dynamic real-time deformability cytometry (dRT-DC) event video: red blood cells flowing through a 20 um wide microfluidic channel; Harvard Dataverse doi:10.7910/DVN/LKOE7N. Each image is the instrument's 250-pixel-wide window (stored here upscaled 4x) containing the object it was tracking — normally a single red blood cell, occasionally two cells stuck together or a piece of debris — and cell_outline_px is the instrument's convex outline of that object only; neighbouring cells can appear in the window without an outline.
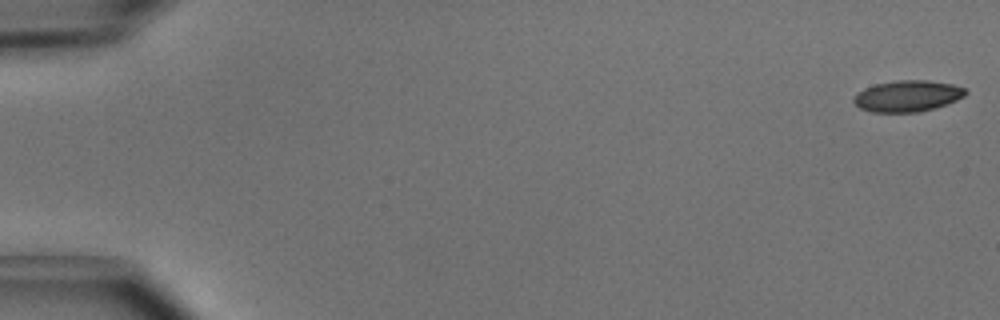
{"species": "common noctule bat (a hibernating species)", "species_latin": "Nyctalus noctula", "temperature_condition": "cold", "stored_images_in_passage": 5, "camera_frame_rate_fps": 3000, "um_per_image_px": 0.085, "animal": {"sex": "male", "body_mass_g": 15.6}, "frame": {"image": 1, "passage_image": 1, "time_ms": 0.0, "image_size_px": [1000, 320], "cell_outline_px": [[968, 92], [964, 96], [956, 100], [936, 108], [920, 112], [872, 112], [860, 108], [852, 100], [852, 96], [856, 92], [864, 88], [876, 84], [896, 80], [928, 80], [952, 84], [964, 88]], "centroid_in_image_um": [77.11, 8.16], "position_along_channel_um": 7.9, "area_um2": 20.52}}
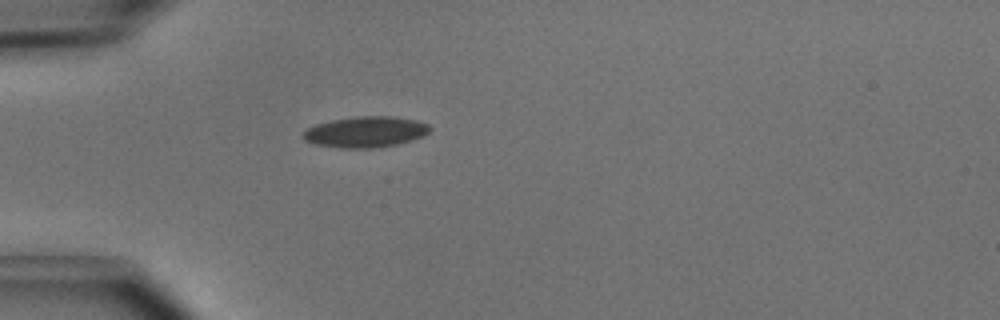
{"frame": {"image": 2, "passage_image": 5, "time_ms": 1.333, "image_size_px": [1000, 320], "cell_outline_px": [[432, 128], [424, 136], [412, 140], [396, 144], [376, 148], [340, 148], [316, 144], [304, 140], [300, 136], [308, 128], [316, 124], [332, 120], [356, 116], [392, 116], [416, 120], [428, 124]], "centroid_in_image_um": [31.08, 11.21], "position_along_channel_um": 53.9, "area_um2": 22.89}}